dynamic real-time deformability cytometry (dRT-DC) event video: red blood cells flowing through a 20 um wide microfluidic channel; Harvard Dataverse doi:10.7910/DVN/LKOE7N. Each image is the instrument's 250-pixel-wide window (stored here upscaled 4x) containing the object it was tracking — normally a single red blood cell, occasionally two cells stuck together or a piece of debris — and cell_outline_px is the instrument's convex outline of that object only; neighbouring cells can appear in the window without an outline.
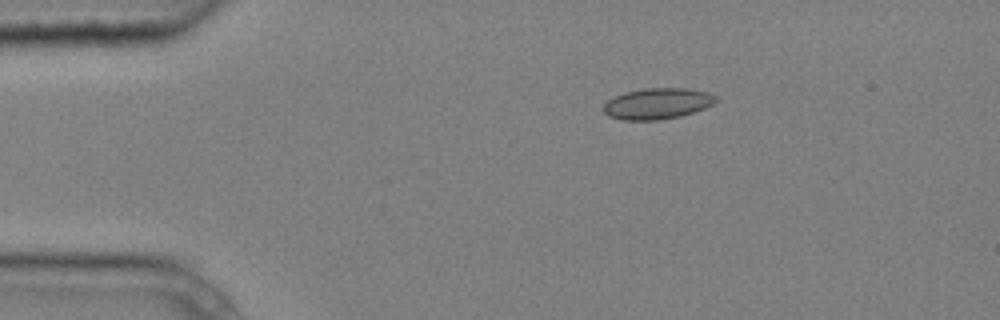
{"species": "common noctule bat (a hibernating species)", "species_latin": "Nyctalus noctula", "temperature_condition": "cold", "stored_images_in_passage": 10, "camera_frame_rate_fps": 3000, "um_per_image_px": 0.085, "animal": {"sex": "male", "body_mass_g": 20.4}, "frame": {"image": 1, "passage_image": 2, "time_ms": 0.333, "image_size_px": [1000, 320], "cell_outline_px": [[720, 100], [704, 108], [680, 116], [660, 120], [620, 120], [608, 116], [604, 112], [604, 104], [608, 100], [624, 92], [644, 88], [688, 88], [708, 92], [716, 96]], "centroid_in_image_um": [55.88, 8.8], "position_along_channel_um": 29.1, "area_um2": 20.4}}
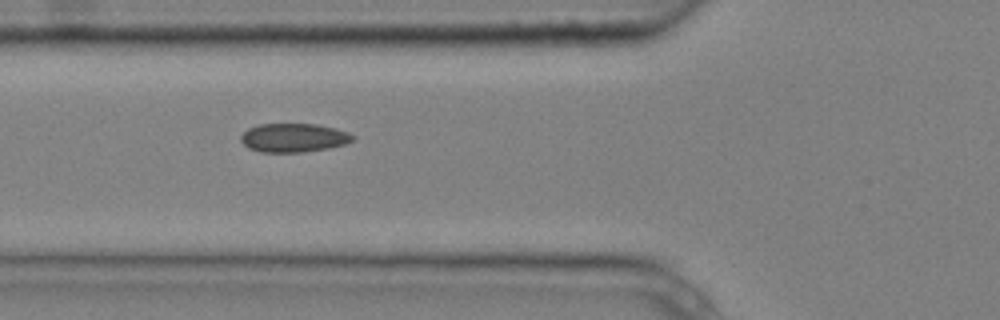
{"frame": {"image": 2, "passage_image": 5, "time_ms": 1.333, "image_size_px": [1000, 320], "cell_outline_px": [[356, 140], [344, 144], [328, 148], [304, 152], [260, 152], [248, 148], [240, 140], [240, 136], [248, 128], [260, 124], [316, 124], [336, 128], [348, 132], [356, 136]], "centroid_in_image_um": [24.98, 11.71], "position_along_channel_um": 100.8, "area_um2": 18.9}}
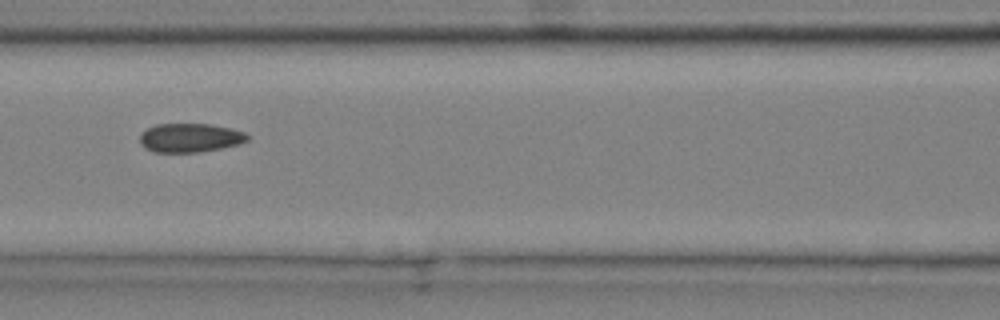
{"frame": {"image": 3, "passage_image": 6, "time_ms": 1.667, "image_size_px": [1000, 320], "cell_outline_px": [[252, 136], [248, 140], [240, 144], [200, 152], [152, 152], [144, 148], [140, 144], [140, 136], [148, 128], [156, 124], [208, 124], [232, 128], [244, 132]], "centroid_in_image_um": [16.18, 11.71], "position_along_channel_um": 150.4, "area_um2": 18.21}}